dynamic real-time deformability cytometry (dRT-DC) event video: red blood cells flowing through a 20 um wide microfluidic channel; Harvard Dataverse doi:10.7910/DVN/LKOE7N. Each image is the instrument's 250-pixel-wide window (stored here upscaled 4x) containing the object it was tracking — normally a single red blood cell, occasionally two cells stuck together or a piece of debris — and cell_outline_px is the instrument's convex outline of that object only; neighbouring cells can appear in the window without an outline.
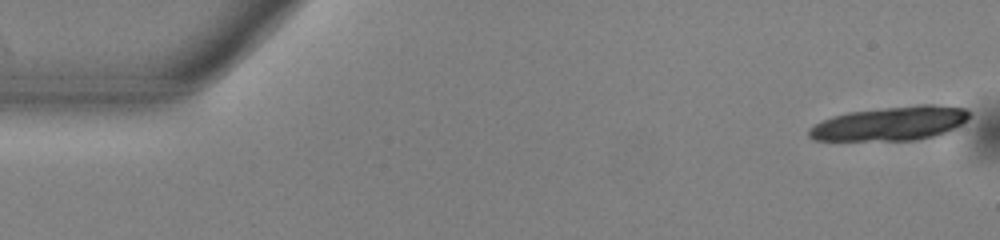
{"species": "common noctule bat (a hibernating species)", "species_latin": "Nyctalus noctula", "temperature_condition": "warm", "stored_images_in_passage": 17, "camera_frame_rate_fps": 3000, "um_per_image_px": 0.085, "animal": {"sex": "male", "body_mass_g": 13.0, "forearm_length_mm": 53.1}, "frame": {"image": 1, "passage_image": 1, "time_ms": 0.0, "image_size_px": [1000, 240], "cell_outline_px": [[972, 112], [960, 124], [936, 136], [916, 140], [812, 140], [808, 136], [808, 128], [832, 116], [848, 112], [916, 104], [936, 104], [964, 108]], "centroid_in_image_um": [75.67, 10.49], "position_along_channel_um": 9.3, "area_um2": 31.67}}